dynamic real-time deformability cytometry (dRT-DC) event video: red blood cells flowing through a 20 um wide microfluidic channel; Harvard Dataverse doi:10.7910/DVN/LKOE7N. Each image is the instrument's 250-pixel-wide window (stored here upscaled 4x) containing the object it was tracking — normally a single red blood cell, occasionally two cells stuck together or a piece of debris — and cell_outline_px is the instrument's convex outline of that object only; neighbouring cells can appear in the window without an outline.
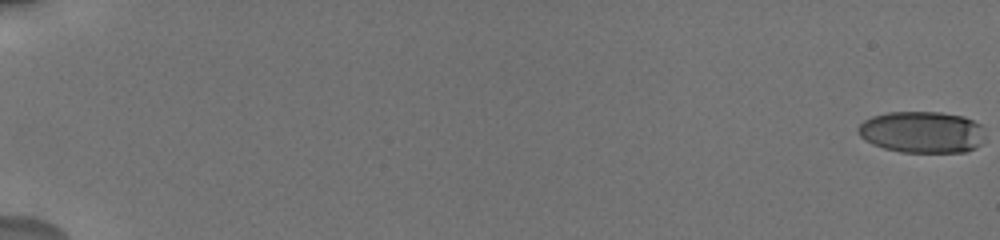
{"species": "human", "species_latin": "Homo sapiens", "temperature_condition": "cold", "stored_images_in_passage": 21, "camera_frame_rate_fps": 3000, "um_per_image_px": 0.085, "donor": {"sex": "male"}, "frame": {"image": 1, "passage_image": 1, "time_ms": 0.0, "image_size_px": [1000, 240], "cell_outline_px": [[984, 140], [976, 148], [968, 152], [900, 152], [884, 148], [872, 144], [864, 140], [856, 132], [856, 128], [864, 120], [872, 116], [888, 112], [940, 112], [964, 116], [980, 124], [984, 136]], "centroid_in_image_um": [78.36, 11.23], "position_along_channel_um": 6.6, "area_um2": 31.1}}
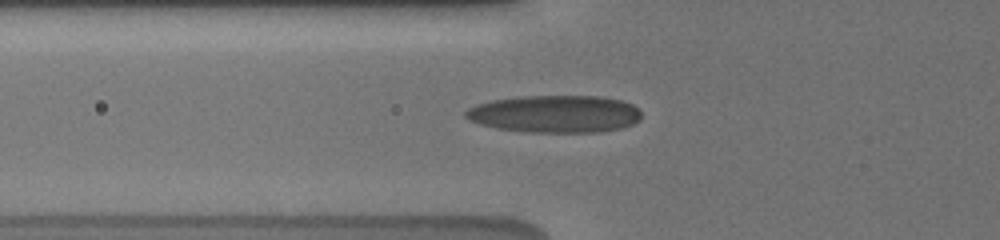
{"frame": {"image": 2, "passage_image": 16, "time_ms": 7.667, "image_size_px": [1000, 240], "cell_outline_px": [[640, 120], [624, 128], [600, 132], [532, 132], [496, 128], [480, 124], [468, 120], [464, 116], [464, 112], [468, 108], [476, 104], [492, 100], [520, 96], [600, 96], [620, 100], [632, 104], [640, 108]], "centroid_in_image_um": [47.18, 9.68], "position_along_channel_um": 78.6, "area_um2": 38.55}}
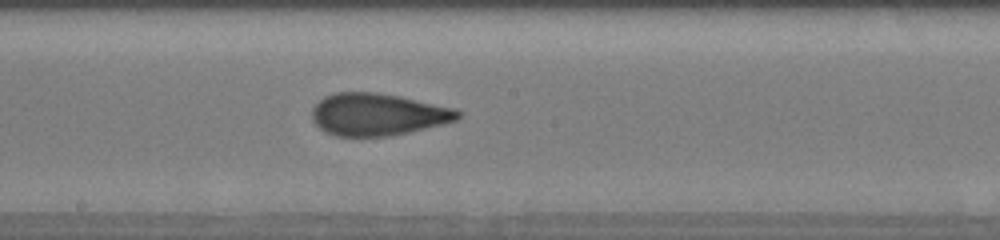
{"frame": {"image": 3, "passage_image": 21, "time_ms": 11.333, "image_size_px": [1000, 240], "cell_outline_px": [[460, 116], [456, 120], [444, 124], [408, 132], [388, 136], [336, 136], [324, 132], [312, 120], [312, 108], [324, 96], [336, 92], [376, 92], [400, 96], [456, 108], [460, 112]], "centroid_in_image_um": [32.1, 9.72], "position_along_channel_um": 216.1, "area_um2": 35.95}}